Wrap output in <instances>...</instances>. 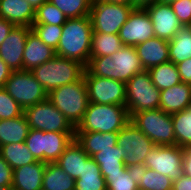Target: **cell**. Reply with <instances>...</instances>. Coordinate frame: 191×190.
<instances>
[{
    "label": "cell",
    "mask_w": 191,
    "mask_h": 190,
    "mask_svg": "<svg viewBox=\"0 0 191 190\" xmlns=\"http://www.w3.org/2000/svg\"><path fill=\"white\" fill-rule=\"evenodd\" d=\"M75 190H107L105 178L92 157L83 164L80 177L75 179Z\"/></svg>",
    "instance_id": "4316f807"
},
{
    "label": "cell",
    "mask_w": 191,
    "mask_h": 190,
    "mask_svg": "<svg viewBox=\"0 0 191 190\" xmlns=\"http://www.w3.org/2000/svg\"><path fill=\"white\" fill-rule=\"evenodd\" d=\"M31 29L43 43L52 47L54 50L57 49L62 35L63 25L33 24Z\"/></svg>",
    "instance_id": "8d00e7d4"
},
{
    "label": "cell",
    "mask_w": 191,
    "mask_h": 190,
    "mask_svg": "<svg viewBox=\"0 0 191 190\" xmlns=\"http://www.w3.org/2000/svg\"><path fill=\"white\" fill-rule=\"evenodd\" d=\"M128 122L130 116L126 105H102L89 102L75 132H119Z\"/></svg>",
    "instance_id": "3957f363"
},
{
    "label": "cell",
    "mask_w": 191,
    "mask_h": 190,
    "mask_svg": "<svg viewBox=\"0 0 191 190\" xmlns=\"http://www.w3.org/2000/svg\"><path fill=\"white\" fill-rule=\"evenodd\" d=\"M118 132H75V140L84 152L92 157L94 154L117 145Z\"/></svg>",
    "instance_id": "7402d4cb"
},
{
    "label": "cell",
    "mask_w": 191,
    "mask_h": 190,
    "mask_svg": "<svg viewBox=\"0 0 191 190\" xmlns=\"http://www.w3.org/2000/svg\"><path fill=\"white\" fill-rule=\"evenodd\" d=\"M13 169L0 155V187H12Z\"/></svg>",
    "instance_id": "b9f144b4"
},
{
    "label": "cell",
    "mask_w": 191,
    "mask_h": 190,
    "mask_svg": "<svg viewBox=\"0 0 191 190\" xmlns=\"http://www.w3.org/2000/svg\"><path fill=\"white\" fill-rule=\"evenodd\" d=\"M123 46L119 34L93 32L90 57L111 56Z\"/></svg>",
    "instance_id": "1f68e13d"
},
{
    "label": "cell",
    "mask_w": 191,
    "mask_h": 190,
    "mask_svg": "<svg viewBox=\"0 0 191 190\" xmlns=\"http://www.w3.org/2000/svg\"><path fill=\"white\" fill-rule=\"evenodd\" d=\"M0 17L14 26L32 27L35 9L27 0H0Z\"/></svg>",
    "instance_id": "44dd1931"
},
{
    "label": "cell",
    "mask_w": 191,
    "mask_h": 190,
    "mask_svg": "<svg viewBox=\"0 0 191 190\" xmlns=\"http://www.w3.org/2000/svg\"><path fill=\"white\" fill-rule=\"evenodd\" d=\"M175 133V145L191 147V106L186 110L171 114Z\"/></svg>",
    "instance_id": "d6a6232c"
},
{
    "label": "cell",
    "mask_w": 191,
    "mask_h": 190,
    "mask_svg": "<svg viewBox=\"0 0 191 190\" xmlns=\"http://www.w3.org/2000/svg\"><path fill=\"white\" fill-rule=\"evenodd\" d=\"M126 168L130 177L137 183V185H139L142 180V176L146 173L147 167L145 164H133L126 166Z\"/></svg>",
    "instance_id": "ee69618b"
},
{
    "label": "cell",
    "mask_w": 191,
    "mask_h": 190,
    "mask_svg": "<svg viewBox=\"0 0 191 190\" xmlns=\"http://www.w3.org/2000/svg\"><path fill=\"white\" fill-rule=\"evenodd\" d=\"M184 151L185 148L178 145H156L146 156L144 164L174 181L184 174Z\"/></svg>",
    "instance_id": "7c38bea8"
},
{
    "label": "cell",
    "mask_w": 191,
    "mask_h": 190,
    "mask_svg": "<svg viewBox=\"0 0 191 190\" xmlns=\"http://www.w3.org/2000/svg\"><path fill=\"white\" fill-rule=\"evenodd\" d=\"M157 0H133L134 8L145 9L146 7L153 5Z\"/></svg>",
    "instance_id": "681fc988"
},
{
    "label": "cell",
    "mask_w": 191,
    "mask_h": 190,
    "mask_svg": "<svg viewBox=\"0 0 191 190\" xmlns=\"http://www.w3.org/2000/svg\"><path fill=\"white\" fill-rule=\"evenodd\" d=\"M107 190H139V186L130 177L127 168L120 173L106 175Z\"/></svg>",
    "instance_id": "74e56055"
},
{
    "label": "cell",
    "mask_w": 191,
    "mask_h": 190,
    "mask_svg": "<svg viewBox=\"0 0 191 190\" xmlns=\"http://www.w3.org/2000/svg\"><path fill=\"white\" fill-rule=\"evenodd\" d=\"M159 109L173 114L186 110L191 106V84L181 82L177 85L160 91Z\"/></svg>",
    "instance_id": "ffe728a7"
},
{
    "label": "cell",
    "mask_w": 191,
    "mask_h": 190,
    "mask_svg": "<svg viewBox=\"0 0 191 190\" xmlns=\"http://www.w3.org/2000/svg\"><path fill=\"white\" fill-rule=\"evenodd\" d=\"M133 9L130 5L92 0L90 18L93 32L119 34Z\"/></svg>",
    "instance_id": "ba28073f"
},
{
    "label": "cell",
    "mask_w": 191,
    "mask_h": 190,
    "mask_svg": "<svg viewBox=\"0 0 191 190\" xmlns=\"http://www.w3.org/2000/svg\"><path fill=\"white\" fill-rule=\"evenodd\" d=\"M126 152L119 146L106 149L92 156V159L99 165L100 171L105 177L106 175L120 173L125 170Z\"/></svg>",
    "instance_id": "484cf974"
},
{
    "label": "cell",
    "mask_w": 191,
    "mask_h": 190,
    "mask_svg": "<svg viewBox=\"0 0 191 190\" xmlns=\"http://www.w3.org/2000/svg\"><path fill=\"white\" fill-rule=\"evenodd\" d=\"M47 99L76 129L81 123L89 104L84 77L79 81L53 89L48 93Z\"/></svg>",
    "instance_id": "5b68a950"
},
{
    "label": "cell",
    "mask_w": 191,
    "mask_h": 190,
    "mask_svg": "<svg viewBox=\"0 0 191 190\" xmlns=\"http://www.w3.org/2000/svg\"><path fill=\"white\" fill-rule=\"evenodd\" d=\"M151 18L156 37L170 41L182 27L170 4L154 3L145 8Z\"/></svg>",
    "instance_id": "2e32d148"
},
{
    "label": "cell",
    "mask_w": 191,
    "mask_h": 190,
    "mask_svg": "<svg viewBox=\"0 0 191 190\" xmlns=\"http://www.w3.org/2000/svg\"><path fill=\"white\" fill-rule=\"evenodd\" d=\"M86 66L81 62L56 55L32 70L36 80L49 93L60 86L81 80Z\"/></svg>",
    "instance_id": "277c9868"
},
{
    "label": "cell",
    "mask_w": 191,
    "mask_h": 190,
    "mask_svg": "<svg viewBox=\"0 0 191 190\" xmlns=\"http://www.w3.org/2000/svg\"><path fill=\"white\" fill-rule=\"evenodd\" d=\"M172 190H191V177L183 174L173 181Z\"/></svg>",
    "instance_id": "f6af8a7d"
},
{
    "label": "cell",
    "mask_w": 191,
    "mask_h": 190,
    "mask_svg": "<svg viewBox=\"0 0 191 190\" xmlns=\"http://www.w3.org/2000/svg\"><path fill=\"white\" fill-rule=\"evenodd\" d=\"M0 155L13 170L37 162L25 142L2 145Z\"/></svg>",
    "instance_id": "4dcf8cb0"
},
{
    "label": "cell",
    "mask_w": 191,
    "mask_h": 190,
    "mask_svg": "<svg viewBox=\"0 0 191 190\" xmlns=\"http://www.w3.org/2000/svg\"><path fill=\"white\" fill-rule=\"evenodd\" d=\"M170 6L182 26H191V0H176Z\"/></svg>",
    "instance_id": "60d3db41"
},
{
    "label": "cell",
    "mask_w": 191,
    "mask_h": 190,
    "mask_svg": "<svg viewBox=\"0 0 191 190\" xmlns=\"http://www.w3.org/2000/svg\"><path fill=\"white\" fill-rule=\"evenodd\" d=\"M169 42V59L174 64L191 58V26H182Z\"/></svg>",
    "instance_id": "f1b7e54d"
},
{
    "label": "cell",
    "mask_w": 191,
    "mask_h": 190,
    "mask_svg": "<svg viewBox=\"0 0 191 190\" xmlns=\"http://www.w3.org/2000/svg\"><path fill=\"white\" fill-rule=\"evenodd\" d=\"M89 102L102 105H125L126 83L92 75L87 69L84 72Z\"/></svg>",
    "instance_id": "8fae6325"
},
{
    "label": "cell",
    "mask_w": 191,
    "mask_h": 190,
    "mask_svg": "<svg viewBox=\"0 0 191 190\" xmlns=\"http://www.w3.org/2000/svg\"><path fill=\"white\" fill-rule=\"evenodd\" d=\"M30 5L36 10L38 7H40L41 5H43L45 2H47L48 0H27Z\"/></svg>",
    "instance_id": "f907efd6"
},
{
    "label": "cell",
    "mask_w": 191,
    "mask_h": 190,
    "mask_svg": "<svg viewBox=\"0 0 191 190\" xmlns=\"http://www.w3.org/2000/svg\"><path fill=\"white\" fill-rule=\"evenodd\" d=\"M154 28L146 9L134 8L126 23L120 28L119 38L123 46H136L153 38Z\"/></svg>",
    "instance_id": "5bb4252c"
},
{
    "label": "cell",
    "mask_w": 191,
    "mask_h": 190,
    "mask_svg": "<svg viewBox=\"0 0 191 190\" xmlns=\"http://www.w3.org/2000/svg\"><path fill=\"white\" fill-rule=\"evenodd\" d=\"M74 139L75 133L44 132L43 162H56Z\"/></svg>",
    "instance_id": "d4e9b609"
},
{
    "label": "cell",
    "mask_w": 191,
    "mask_h": 190,
    "mask_svg": "<svg viewBox=\"0 0 191 190\" xmlns=\"http://www.w3.org/2000/svg\"><path fill=\"white\" fill-rule=\"evenodd\" d=\"M13 27L14 25L12 23L0 17V45L6 39Z\"/></svg>",
    "instance_id": "7dc6e473"
},
{
    "label": "cell",
    "mask_w": 191,
    "mask_h": 190,
    "mask_svg": "<svg viewBox=\"0 0 191 190\" xmlns=\"http://www.w3.org/2000/svg\"><path fill=\"white\" fill-rule=\"evenodd\" d=\"M42 190H75V179L55 162L47 163L43 174Z\"/></svg>",
    "instance_id": "83f0119b"
},
{
    "label": "cell",
    "mask_w": 191,
    "mask_h": 190,
    "mask_svg": "<svg viewBox=\"0 0 191 190\" xmlns=\"http://www.w3.org/2000/svg\"><path fill=\"white\" fill-rule=\"evenodd\" d=\"M172 185L169 177L147 168L138 186L139 190H172Z\"/></svg>",
    "instance_id": "d590c367"
},
{
    "label": "cell",
    "mask_w": 191,
    "mask_h": 190,
    "mask_svg": "<svg viewBox=\"0 0 191 190\" xmlns=\"http://www.w3.org/2000/svg\"><path fill=\"white\" fill-rule=\"evenodd\" d=\"M160 90L152 83L150 73L144 70L126 83V108L129 116L144 110L159 109Z\"/></svg>",
    "instance_id": "52a82bcc"
},
{
    "label": "cell",
    "mask_w": 191,
    "mask_h": 190,
    "mask_svg": "<svg viewBox=\"0 0 191 190\" xmlns=\"http://www.w3.org/2000/svg\"><path fill=\"white\" fill-rule=\"evenodd\" d=\"M67 18L54 4L47 1L35 10L33 24L64 25Z\"/></svg>",
    "instance_id": "e575fe53"
},
{
    "label": "cell",
    "mask_w": 191,
    "mask_h": 190,
    "mask_svg": "<svg viewBox=\"0 0 191 190\" xmlns=\"http://www.w3.org/2000/svg\"><path fill=\"white\" fill-rule=\"evenodd\" d=\"M44 131L30 129L25 143L37 161L43 162Z\"/></svg>",
    "instance_id": "ab89813d"
},
{
    "label": "cell",
    "mask_w": 191,
    "mask_h": 190,
    "mask_svg": "<svg viewBox=\"0 0 191 190\" xmlns=\"http://www.w3.org/2000/svg\"><path fill=\"white\" fill-rule=\"evenodd\" d=\"M4 89L23 110L46 100L48 95L29 70L13 71Z\"/></svg>",
    "instance_id": "9c48e42d"
},
{
    "label": "cell",
    "mask_w": 191,
    "mask_h": 190,
    "mask_svg": "<svg viewBox=\"0 0 191 190\" xmlns=\"http://www.w3.org/2000/svg\"><path fill=\"white\" fill-rule=\"evenodd\" d=\"M152 83L160 91L182 82L176 64L171 61L159 64L148 70Z\"/></svg>",
    "instance_id": "f546056e"
},
{
    "label": "cell",
    "mask_w": 191,
    "mask_h": 190,
    "mask_svg": "<svg viewBox=\"0 0 191 190\" xmlns=\"http://www.w3.org/2000/svg\"><path fill=\"white\" fill-rule=\"evenodd\" d=\"M59 8L66 18L90 16L92 0H48Z\"/></svg>",
    "instance_id": "836d02e7"
},
{
    "label": "cell",
    "mask_w": 191,
    "mask_h": 190,
    "mask_svg": "<svg viewBox=\"0 0 191 190\" xmlns=\"http://www.w3.org/2000/svg\"><path fill=\"white\" fill-rule=\"evenodd\" d=\"M29 26H14L0 45V58L12 71L23 70V52Z\"/></svg>",
    "instance_id": "9a60e30c"
},
{
    "label": "cell",
    "mask_w": 191,
    "mask_h": 190,
    "mask_svg": "<svg viewBox=\"0 0 191 190\" xmlns=\"http://www.w3.org/2000/svg\"><path fill=\"white\" fill-rule=\"evenodd\" d=\"M30 129L44 132L75 133L67 118L48 100L24 110Z\"/></svg>",
    "instance_id": "30bf717a"
},
{
    "label": "cell",
    "mask_w": 191,
    "mask_h": 190,
    "mask_svg": "<svg viewBox=\"0 0 191 190\" xmlns=\"http://www.w3.org/2000/svg\"><path fill=\"white\" fill-rule=\"evenodd\" d=\"M30 127L24 113L13 119L0 120V147L25 142Z\"/></svg>",
    "instance_id": "cb8c5ba5"
},
{
    "label": "cell",
    "mask_w": 191,
    "mask_h": 190,
    "mask_svg": "<svg viewBox=\"0 0 191 190\" xmlns=\"http://www.w3.org/2000/svg\"><path fill=\"white\" fill-rule=\"evenodd\" d=\"M86 69L94 76L124 83L144 71L134 46H122L111 56L90 57Z\"/></svg>",
    "instance_id": "7a4b0ae2"
},
{
    "label": "cell",
    "mask_w": 191,
    "mask_h": 190,
    "mask_svg": "<svg viewBox=\"0 0 191 190\" xmlns=\"http://www.w3.org/2000/svg\"><path fill=\"white\" fill-rule=\"evenodd\" d=\"M117 146L126 152L125 165L129 166L144 164L146 156L156 145L130 121L118 132Z\"/></svg>",
    "instance_id": "4fadbf2b"
},
{
    "label": "cell",
    "mask_w": 191,
    "mask_h": 190,
    "mask_svg": "<svg viewBox=\"0 0 191 190\" xmlns=\"http://www.w3.org/2000/svg\"><path fill=\"white\" fill-rule=\"evenodd\" d=\"M56 56V51L43 43L31 30L28 33L23 52V70L32 71Z\"/></svg>",
    "instance_id": "ac0fdd59"
},
{
    "label": "cell",
    "mask_w": 191,
    "mask_h": 190,
    "mask_svg": "<svg viewBox=\"0 0 191 190\" xmlns=\"http://www.w3.org/2000/svg\"><path fill=\"white\" fill-rule=\"evenodd\" d=\"M90 156L74 139L55 162L72 178L78 179L83 170V164Z\"/></svg>",
    "instance_id": "603a6c76"
},
{
    "label": "cell",
    "mask_w": 191,
    "mask_h": 190,
    "mask_svg": "<svg viewBox=\"0 0 191 190\" xmlns=\"http://www.w3.org/2000/svg\"><path fill=\"white\" fill-rule=\"evenodd\" d=\"M12 72L13 71L0 58V88L5 87L6 81L8 80Z\"/></svg>",
    "instance_id": "bcb514c9"
},
{
    "label": "cell",
    "mask_w": 191,
    "mask_h": 190,
    "mask_svg": "<svg viewBox=\"0 0 191 190\" xmlns=\"http://www.w3.org/2000/svg\"><path fill=\"white\" fill-rule=\"evenodd\" d=\"M130 121L155 145H175V133L171 114L161 109L144 110L130 116Z\"/></svg>",
    "instance_id": "8992f818"
},
{
    "label": "cell",
    "mask_w": 191,
    "mask_h": 190,
    "mask_svg": "<svg viewBox=\"0 0 191 190\" xmlns=\"http://www.w3.org/2000/svg\"><path fill=\"white\" fill-rule=\"evenodd\" d=\"M182 82L191 84V58L176 64Z\"/></svg>",
    "instance_id": "7bdbcfd3"
},
{
    "label": "cell",
    "mask_w": 191,
    "mask_h": 190,
    "mask_svg": "<svg viewBox=\"0 0 191 190\" xmlns=\"http://www.w3.org/2000/svg\"><path fill=\"white\" fill-rule=\"evenodd\" d=\"M175 1L176 0H157L158 3H162V4H171Z\"/></svg>",
    "instance_id": "f5cc1de1"
},
{
    "label": "cell",
    "mask_w": 191,
    "mask_h": 190,
    "mask_svg": "<svg viewBox=\"0 0 191 190\" xmlns=\"http://www.w3.org/2000/svg\"><path fill=\"white\" fill-rule=\"evenodd\" d=\"M0 190H12L11 187H0Z\"/></svg>",
    "instance_id": "db71d44e"
},
{
    "label": "cell",
    "mask_w": 191,
    "mask_h": 190,
    "mask_svg": "<svg viewBox=\"0 0 191 190\" xmlns=\"http://www.w3.org/2000/svg\"><path fill=\"white\" fill-rule=\"evenodd\" d=\"M24 110L7 93L4 88H0V120L13 119L21 116Z\"/></svg>",
    "instance_id": "f35d334b"
},
{
    "label": "cell",
    "mask_w": 191,
    "mask_h": 190,
    "mask_svg": "<svg viewBox=\"0 0 191 190\" xmlns=\"http://www.w3.org/2000/svg\"><path fill=\"white\" fill-rule=\"evenodd\" d=\"M140 63L144 70L170 61L169 42L154 36L135 46Z\"/></svg>",
    "instance_id": "e0dca14e"
},
{
    "label": "cell",
    "mask_w": 191,
    "mask_h": 190,
    "mask_svg": "<svg viewBox=\"0 0 191 190\" xmlns=\"http://www.w3.org/2000/svg\"><path fill=\"white\" fill-rule=\"evenodd\" d=\"M46 162L37 161L13 170L12 190H42Z\"/></svg>",
    "instance_id": "d6986e66"
},
{
    "label": "cell",
    "mask_w": 191,
    "mask_h": 190,
    "mask_svg": "<svg viewBox=\"0 0 191 190\" xmlns=\"http://www.w3.org/2000/svg\"><path fill=\"white\" fill-rule=\"evenodd\" d=\"M103 1H107V2H110V3L125 4V5L133 6V0H103Z\"/></svg>",
    "instance_id": "816d5d0a"
},
{
    "label": "cell",
    "mask_w": 191,
    "mask_h": 190,
    "mask_svg": "<svg viewBox=\"0 0 191 190\" xmlns=\"http://www.w3.org/2000/svg\"><path fill=\"white\" fill-rule=\"evenodd\" d=\"M92 22L90 16L67 18L56 55L88 65L91 53Z\"/></svg>",
    "instance_id": "6da1fadb"
},
{
    "label": "cell",
    "mask_w": 191,
    "mask_h": 190,
    "mask_svg": "<svg viewBox=\"0 0 191 190\" xmlns=\"http://www.w3.org/2000/svg\"><path fill=\"white\" fill-rule=\"evenodd\" d=\"M183 170L186 176L191 177V147L185 148L183 157Z\"/></svg>",
    "instance_id": "c3c4849f"
}]
</instances>
